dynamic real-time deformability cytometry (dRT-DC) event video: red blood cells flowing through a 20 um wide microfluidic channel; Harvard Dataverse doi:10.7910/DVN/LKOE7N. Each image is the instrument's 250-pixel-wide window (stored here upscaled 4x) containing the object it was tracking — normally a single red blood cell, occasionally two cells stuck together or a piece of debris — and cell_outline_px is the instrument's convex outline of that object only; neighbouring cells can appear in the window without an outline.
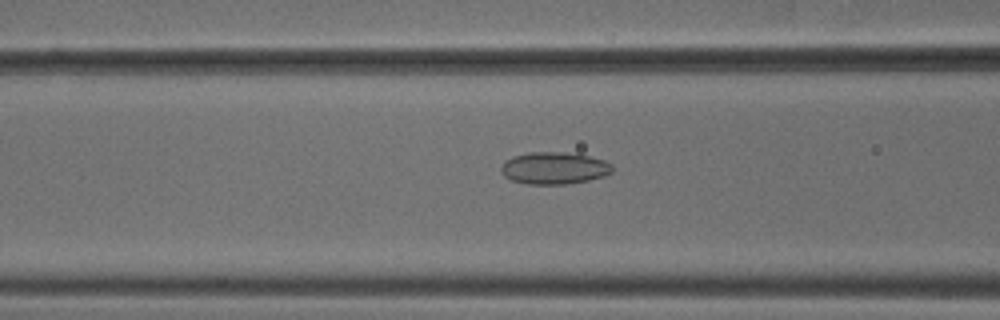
{"species": "common noctule bat (a hibernating species)", "species_latin": "Nyctalus noctula", "temperature_condition": "cold", "stored_images_in_passage": 45, "camera_frame_rate_fps": 3000, "um_per_image_px": 0.085, "animal": {"sex": "male", "body_mass_g": 18.8}, "frame": {"image": 1, "passage_image": 19, "time_ms": 6.0, "image_size_px": [1000, 320], "cell_outline_px": [[612, 172], [604, 176], [588, 180], [568, 184], [528, 184], [512, 180], [504, 176], [500, 172], [500, 168], [504, 160], [512, 156], [528, 152], [564, 152], [588, 156], [604, 160], [612, 164]], "centroid_in_image_um": [47.07, 14.28], "position_along_channel_um": 119.5, "area_um2": 20.92}}
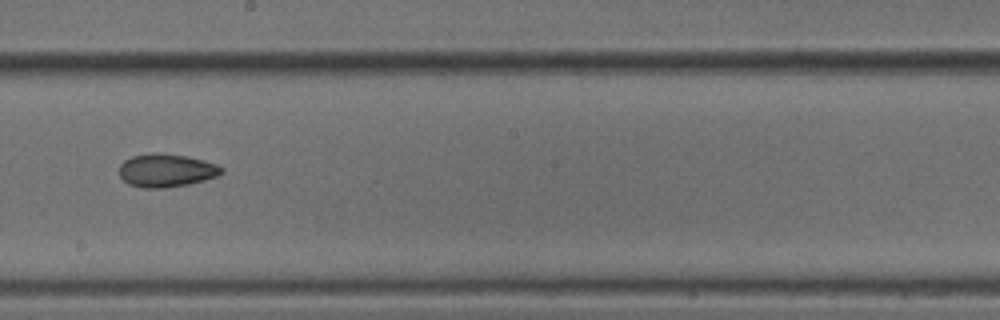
{"frame": {"image": 2, "passage_image": 28, "time_ms": 9.0, "image_size_px": [1000, 320], "cell_outline_px": [[224, 172], [216, 176], [204, 180], [188, 184], [164, 188], [144, 188], [128, 184], [120, 176], [120, 164], [124, 160], [132, 156], [152, 152], [156, 152], [188, 156], [216, 164], [224, 168]], "centroid_in_image_um": [14.13, 14.48], "position_along_channel_um": 234.1, "area_um2": 19.83}}
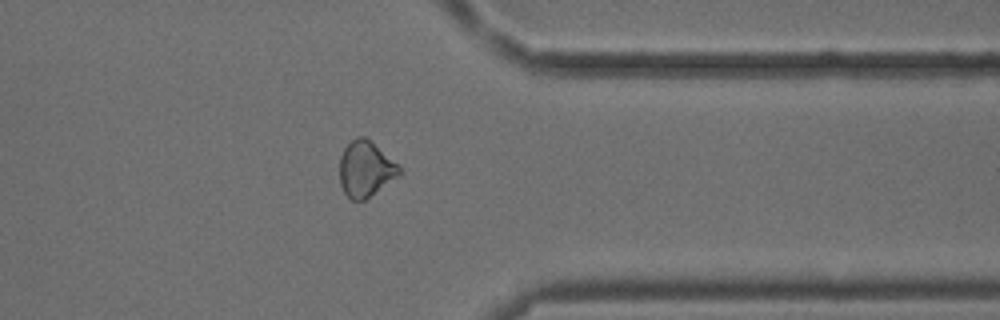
{"frame": {"image": 3, "passage_image": 40, "time_ms": 13.0, "image_size_px": [1000, 320], "cell_outline_px": [[404, 172], [364, 200], [352, 200], [344, 192], [340, 184], [340, 156], [344, 148], [356, 136], [364, 136], [400, 164]], "centroid_in_image_um": [31.1, 14.35], "position_along_channel_um": 380.3, "area_um2": 19.42}}